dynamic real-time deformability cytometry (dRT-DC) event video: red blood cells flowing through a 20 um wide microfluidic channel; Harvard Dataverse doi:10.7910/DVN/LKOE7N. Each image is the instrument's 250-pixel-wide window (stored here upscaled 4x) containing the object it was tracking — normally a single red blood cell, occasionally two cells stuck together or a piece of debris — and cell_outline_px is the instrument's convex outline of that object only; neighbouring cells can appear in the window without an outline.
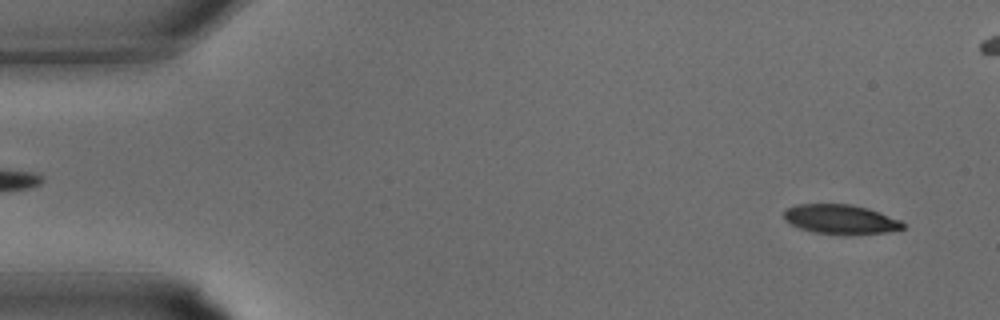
{"species": "common noctule bat (a hibernating species)", "species_latin": "Nyctalus noctula", "temperature_condition": "warm", "stored_images_in_passage": 33, "camera_frame_rate_fps": 3000, "um_per_image_px": 0.085, "animal": {"sex": "male", "body_mass_g": 15.6}, "frame": {"image": 1, "passage_image": 1, "time_ms": 0.0, "image_size_px": [1000, 320], "cell_outline_px": [[904, 228], [888, 232], [852, 236], [844, 236], [812, 232], [800, 228], [784, 220], [784, 212], [788, 208], [796, 204], [852, 204], [868, 208], [900, 220], [904, 224]], "centroid_in_image_um": [71.46, 18.66], "position_along_channel_um": 13.5, "area_um2": 20.81}}
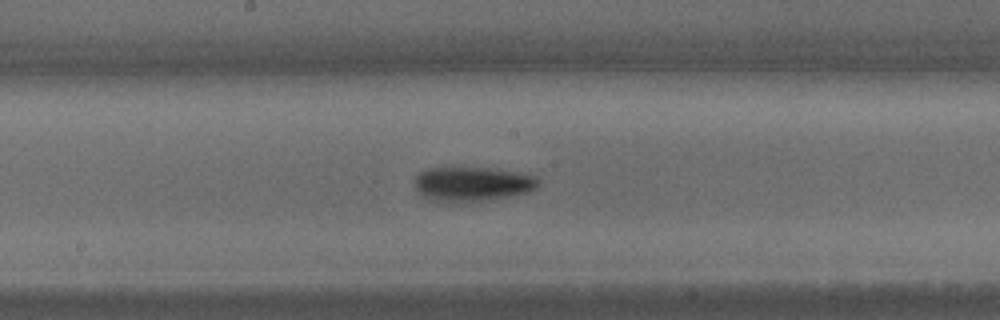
{"frame": {"image": 2, "passage_image": 16, "time_ms": 5.0, "image_size_px": [1000, 320], "cell_outline_px": [[540, 184], [536, 188], [524, 192], [464, 204], [440, 204], [416, 192], [416, 176], [420, 172], [428, 168], [496, 168], [536, 176], [540, 180]], "centroid_in_image_um": [40.09, 15.66], "position_along_channel_um": 208.1, "area_um2": 25.14}}
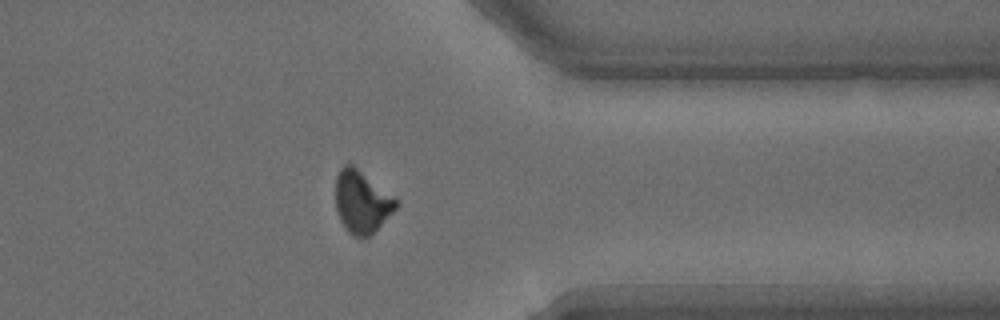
{"frame": {"image": 3, "passage_image": 25, "time_ms": 8.0, "image_size_px": [1000, 320], "cell_outline_px": [[400, 204], [368, 236], [360, 240], [348, 232], [340, 220], [336, 208], [336, 176], [340, 168], [344, 164], [352, 164], [400, 200]], "centroid_in_image_um": [30.75, 17.14], "position_along_channel_um": 380.6, "area_um2": 21.96}}